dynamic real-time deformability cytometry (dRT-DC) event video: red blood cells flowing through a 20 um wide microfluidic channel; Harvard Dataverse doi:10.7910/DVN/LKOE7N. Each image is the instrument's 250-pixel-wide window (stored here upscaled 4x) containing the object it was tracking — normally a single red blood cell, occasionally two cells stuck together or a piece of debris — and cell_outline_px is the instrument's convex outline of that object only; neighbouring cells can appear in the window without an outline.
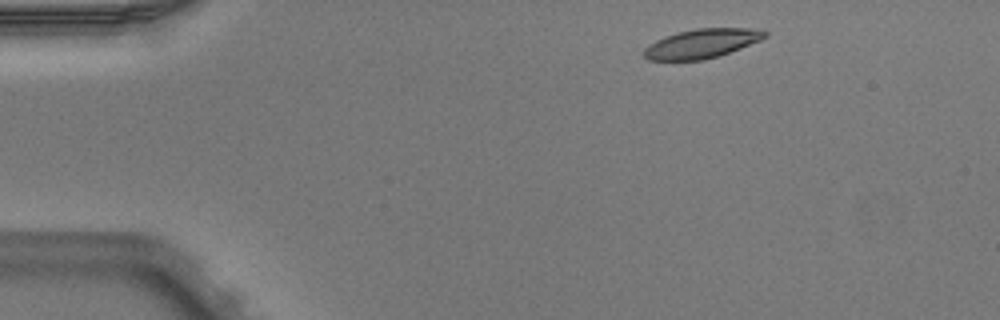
{"species": "Egyptian fruit bat (a non-hibernating species)", "species_latin": "Rousettus aegyptiacus", "temperature_condition": "warm", "stored_images_in_passage": 4, "camera_frame_rate_fps": 3000, "um_per_image_px": 0.085, "animal": {"sex": "male"}, "frame": {"image": 1, "passage_image": 1, "time_ms": 0.0, "image_size_px": [1000, 320], "cell_outline_px": [[768, 36], [760, 40], [740, 48], [704, 60], [648, 60], [644, 56], [644, 48], [648, 44], [664, 36], [676, 32], [696, 28], [764, 28], [768, 32]], "centroid_in_image_um": [59.66, 3.68], "position_along_channel_um": 25.3, "area_um2": 20.69}}
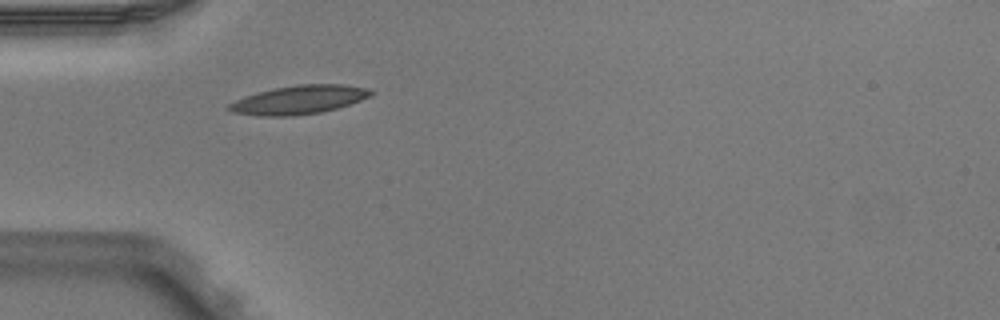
{"frame": {"image": 2, "passage_image": 3, "time_ms": 0.667, "image_size_px": [1000, 320], "cell_outline_px": [[372, 96], [336, 108], [320, 112], [296, 116], [260, 116], [232, 112], [224, 108], [228, 104], [244, 96], [256, 92], [276, 88], [300, 84], [344, 84], [364, 88], [372, 92]], "centroid_in_image_um": [25.34, 8.49], "position_along_channel_um": 59.7, "area_um2": 23.58}}
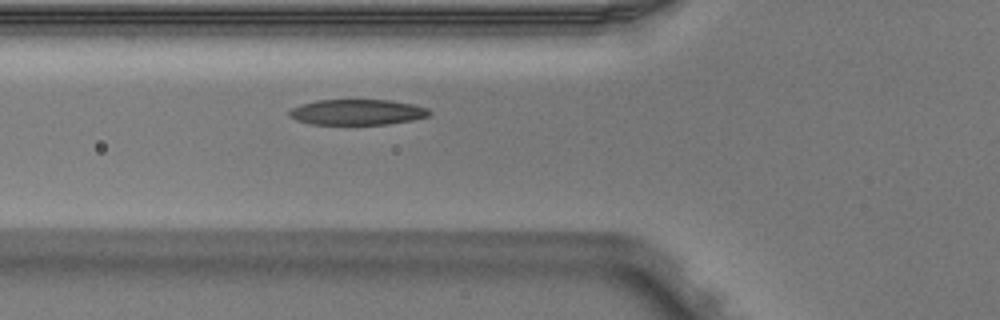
{"frame": {"image": 3, "passage_image": 4, "time_ms": 1.0, "image_size_px": [1000, 320], "cell_outline_px": [[432, 112], [428, 116], [412, 120], [388, 124], [312, 124], [296, 120], [288, 116], [288, 112], [292, 108], [300, 104], [316, 100], [392, 100], [412, 104], [428, 108]], "centroid_in_image_um": [30.35, 9.53], "position_along_channel_um": 95.4, "area_um2": 20.92}}